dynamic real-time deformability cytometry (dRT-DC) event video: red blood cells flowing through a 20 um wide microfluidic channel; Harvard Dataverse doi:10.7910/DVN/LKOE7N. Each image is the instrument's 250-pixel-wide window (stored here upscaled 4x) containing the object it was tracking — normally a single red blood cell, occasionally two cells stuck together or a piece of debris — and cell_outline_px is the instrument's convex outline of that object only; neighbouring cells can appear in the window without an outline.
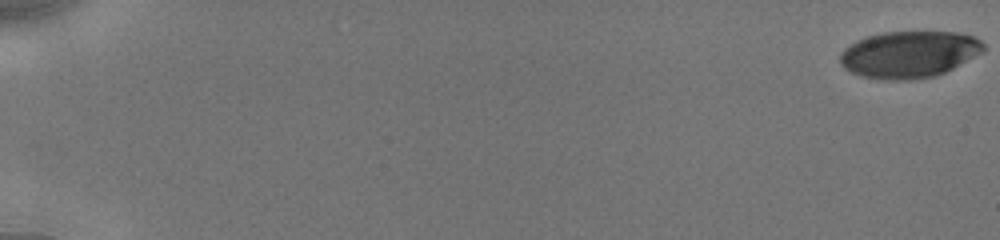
{"species": "human", "species_latin": "Homo sapiens", "temperature_condition": "cold", "stored_images_in_passage": 14, "camera_frame_rate_fps": 3000, "um_per_image_px": 0.085, "donor": {"sex": "male"}, "frame": {"image": 1, "passage_image": 1, "time_ms": 0.0, "image_size_px": [1000, 240], "cell_outline_px": [[984, 52], [936, 76], [912, 80], [880, 80], [864, 76], [852, 72], [844, 68], [840, 64], [840, 52], [844, 48], [856, 40], [868, 36], [884, 32], [956, 32], [976, 36], [984, 44]], "centroid_in_image_um": [77.28, 4.62], "position_along_channel_um": 7.7, "area_um2": 39.25}}